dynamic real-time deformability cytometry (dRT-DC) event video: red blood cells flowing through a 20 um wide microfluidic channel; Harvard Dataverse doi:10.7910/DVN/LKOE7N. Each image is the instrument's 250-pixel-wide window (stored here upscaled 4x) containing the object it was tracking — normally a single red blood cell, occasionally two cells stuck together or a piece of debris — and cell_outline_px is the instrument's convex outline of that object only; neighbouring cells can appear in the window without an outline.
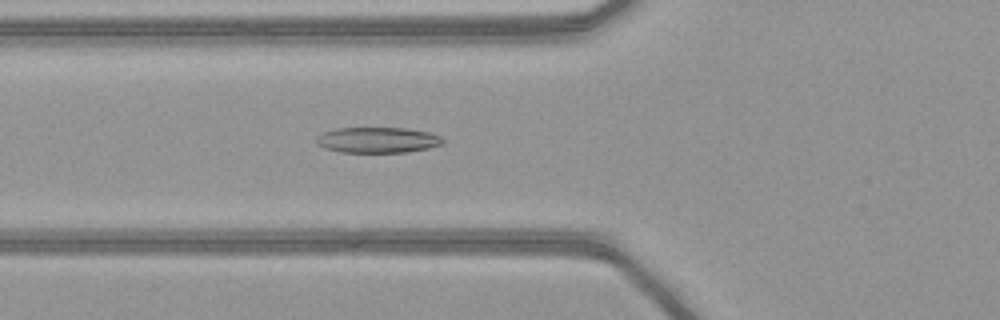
{"species": "common noctule bat (a hibernating species)", "species_latin": "Nyctalus noctula", "temperature_condition": "warm", "stored_images_in_passage": 36, "camera_frame_rate_fps": 3000, "um_per_image_px": 0.085, "animal": {"sex": "female", "body_mass_g": 21.9}, "frame": {"image": 1, "passage_image": 7, "time_ms": 2.0, "image_size_px": [1000, 320], "cell_outline_px": [[444, 144], [428, 148], [408, 152], [340, 152], [324, 148], [316, 144], [316, 136], [324, 132], [336, 128], [408, 128], [428, 132], [440, 136], [444, 140]], "centroid_in_image_um": [32.09, 11.9], "position_along_channel_um": 93.7, "area_um2": 19.02}}
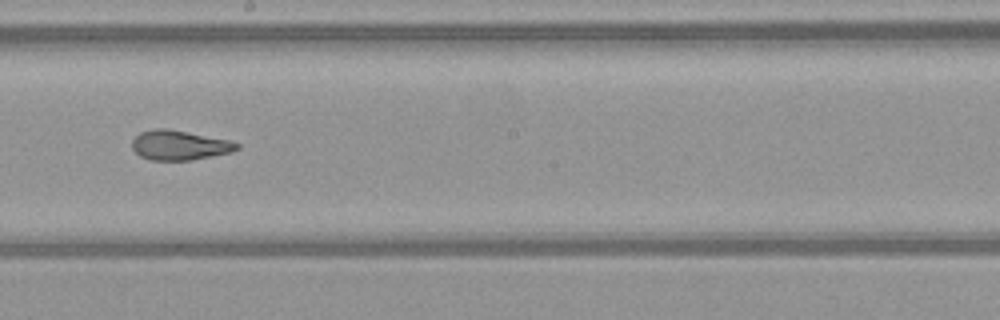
{"frame": {"image": 2, "passage_image": 17, "time_ms": 5.333, "image_size_px": [1000, 320], "cell_outline_px": [[240, 148], [232, 152], [188, 160], [152, 160], [140, 156], [132, 148], [132, 140], [140, 132], [156, 128], [168, 128], [228, 140], [240, 144]], "centroid_in_image_um": [15.24, 12.33], "position_along_channel_um": 233.0, "area_um2": 17.98}}
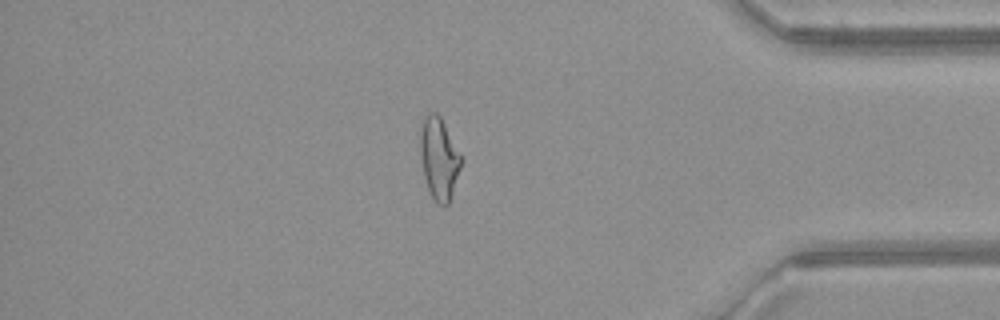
{"frame": {"image": 3, "passage_image": 31, "time_ms": 10.0, "image_size_px": [1000, 320], "cell_outline_px": [[460, 168], [448, 204], [444, 208], [432, 196], [428, 188], [424, 176], [420, 156], [420, 128], [428, 112], [436, 112], [440, 116], [460, 156]], "centroid_in_image_um": [37.28, 13.46], "position_along_channel_um": 397.9, "area_um2": 18.84}}